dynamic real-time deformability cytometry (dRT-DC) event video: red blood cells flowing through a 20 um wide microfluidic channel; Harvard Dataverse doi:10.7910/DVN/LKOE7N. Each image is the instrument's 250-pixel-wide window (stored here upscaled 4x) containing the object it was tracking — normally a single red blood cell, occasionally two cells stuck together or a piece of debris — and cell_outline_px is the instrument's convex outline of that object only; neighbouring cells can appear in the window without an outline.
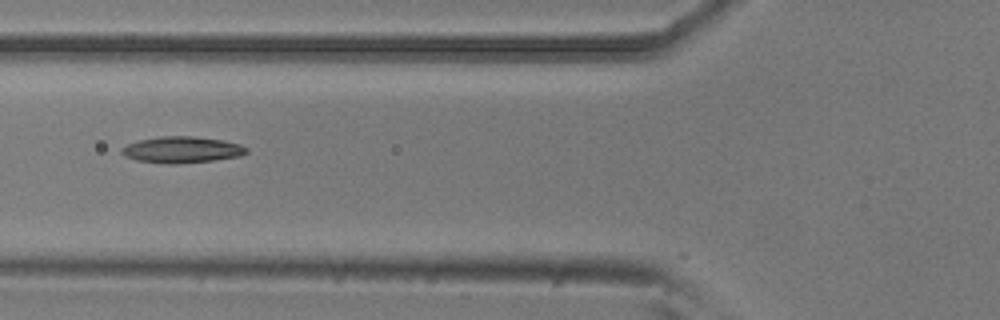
{"species": "common noctule bat (a hibernating species)", "species_latin": "Nyctalus noctula", "temperature_condition": "room temperature", "stored_images_in_passage": 3, "camera_frame_rate_fps": 3000, "um_per_image_px": 0.085, "animal": {"sex": "male", "body_mass_g": 20.5, "forearm_length_mm": 52.5}, "frame": {"image": 1, "passage_image": 2, "time_ms": 0.333, "image_size_px": [1000, 320], "cell_outline_px": [[248, 152], [240, 156], [212, 160], [172, 164], [136, 160], [124, 156], [120, 152], [120, 148], [128, 144], [140, 140], [160, 136], [192, 136], [224, 140], [240, 144], [248, 148]], "centroid_in_image_um": [15.46, 12.72], "position_along_channel_um": 110.3, "area_um2": 19.07}}
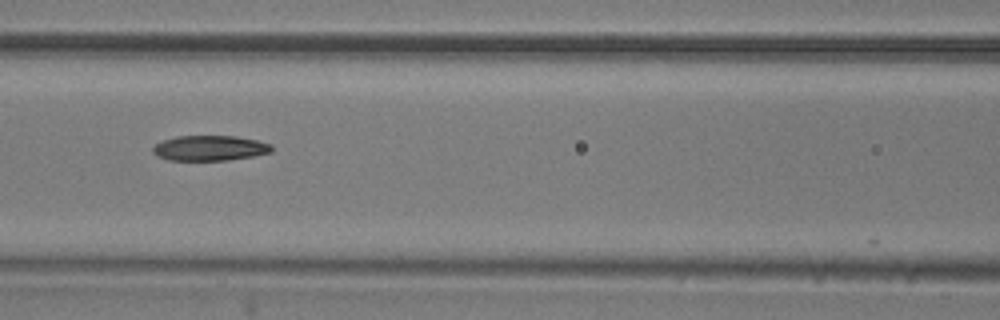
{"frame": {"image": 2, "passage_image": 3, "time_ms": 0.667, "image_size_px": [1000, 320], "cell_outline_px": [[272, 152], [252, 156], [228, 160], [168, 160], [156, 156], [152, 152], [152, 148], [156, 144], [164, 140], [176, 136], [236, 136], [256, 140], [272, 144]], "centroid_in_image_um": [17.82, 12.59], "position_along_channel_um": 148.8, "area_um2": 17.46}}